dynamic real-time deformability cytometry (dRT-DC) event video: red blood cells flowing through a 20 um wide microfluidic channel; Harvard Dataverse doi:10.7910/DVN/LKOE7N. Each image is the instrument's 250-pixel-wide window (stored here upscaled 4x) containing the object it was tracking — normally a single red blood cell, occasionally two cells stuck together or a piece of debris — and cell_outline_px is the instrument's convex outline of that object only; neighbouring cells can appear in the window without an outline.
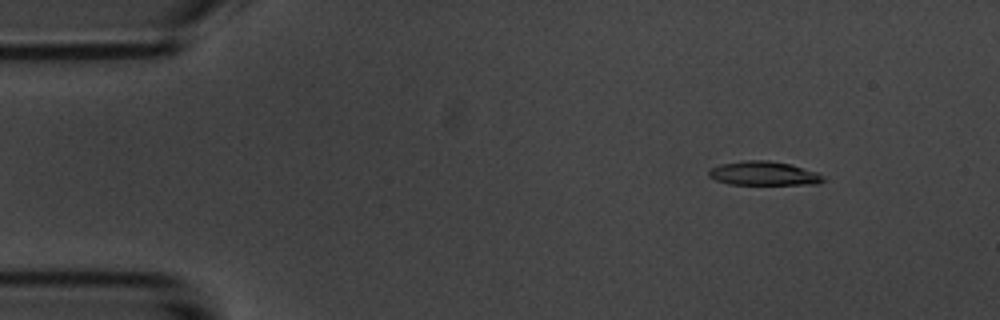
{"species": "common noctule bat (a hibernating species)", "species_latin": "Nyctalus noctula", "temperature_condition": "room temperature", "stored_images_in_passage": 55, "camera_frame_rate_fps": 3000, "um_per_image_px": 0.085, "animal": {"sex": "male", "body_mass_g": 20.1, "forearm_length_mm": 53.5}, "frame": {"image": 1, "passage_image": 7, "time_ms": 2.0, "image_size_px": [1000, 320], "cell_outline_px": [[824, 180], [820, 184], [728, 184], [716, 180], [708, 176], [708, 168], [720, 164], [740, 160], [768, 160], [792, 164], [820, 172]], "centroid_in_image_um": [64.91, 14.72], "position_along_channel_um": 20.1, "area_um2": 16.3}}
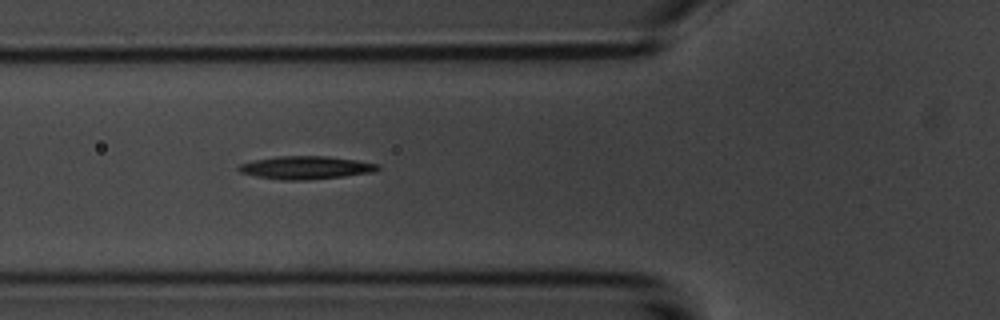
{"frame": {"image": 2, "passage_image": 20, "time_ms": 6.333, "image_size_px": [1000, 320], "cell_outline_px": [[380, 168], [372, 172], [344, 176], [304, 180], [284, 180], [256, 176], [240, 172], [236, 168], [240, 164], [252, 160], [276, 156], [328, 156], [356, 160], [380, 164]], "centroid_in_image_um": [25.97, 14.24], "position_along_channel_um": 99.8, "area_um2": 18.61}}
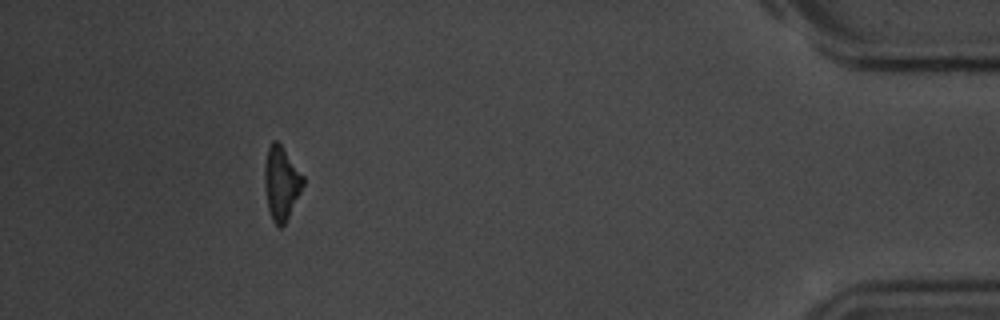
{"frame": {"image": 3, "passage_image": 50, "time_ms": 16.333, "image_size_px": [1000, 320], "cell_outline_px": [[304, 184], [284, 224], [280, 228], [272, 220], [268, 208], [264, 184], [264, 164], [268, 148], [272, 140], [276, 140], [280, 144], [304, 176]], "centroid_in_image_um": [23.89, 15.54], "position_along_channel_um": 411.3, "area_um2": 16.24}, "authors_computed_cell_mechanics": {"area_um2": 17.2822, "velocity_mm_per_s": 3.719, "shape_relaxation_time_tau1_ms": 2.6376, "shape_relaxation_time_tau2_ms": null, "deformation_change_tau1": 0.1361, "deformation_change_tau2": null}}